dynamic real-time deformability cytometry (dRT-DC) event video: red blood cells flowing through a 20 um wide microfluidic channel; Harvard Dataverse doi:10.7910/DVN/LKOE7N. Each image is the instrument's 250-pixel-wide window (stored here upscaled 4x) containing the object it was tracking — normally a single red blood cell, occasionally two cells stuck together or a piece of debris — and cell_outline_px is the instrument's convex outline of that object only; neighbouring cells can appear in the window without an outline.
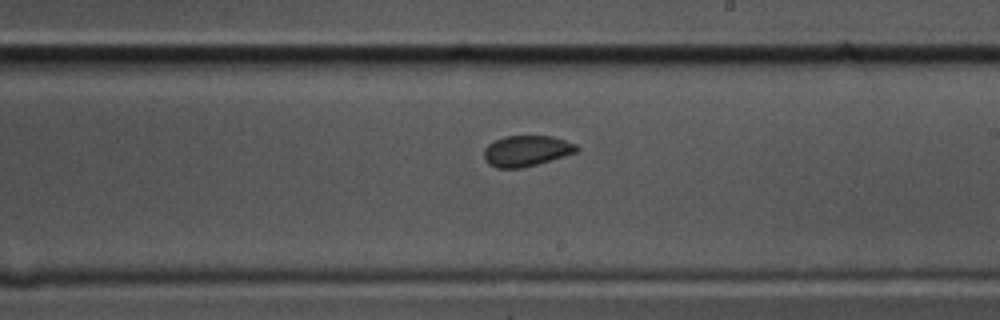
{"species": "common noctule bat (a hibernating species)", "species_latin": "Nyctalus noctula", "temperature_condition": "cold", "stored_images_in_passage": 43, "segment_of_instrument_passage": [1, 2], "camera_frame_rate_fps": 3000, "um_per_image_px": 0.085, "animal": {"sex": "male", "body_mass_g": 17.5, "forearm_length_mm": 52.3}, "frame": {"image": 1, "passage_image": 19, "time_ms": 6.0, "image_size_px": [1000, 320], "cell_outline_px": [[580, 148], [576, 152], [564, 156], [536, 164], [520, 168], [496, 168], [488, 164], [484, 160], [484, 148], [488, 144], [504, 136], [552, 136], [576, 144]], "centroid_in_image_um": [44.72, 12.82], "position_along_channel_um": 244.3, "area_um2": 16.59}}
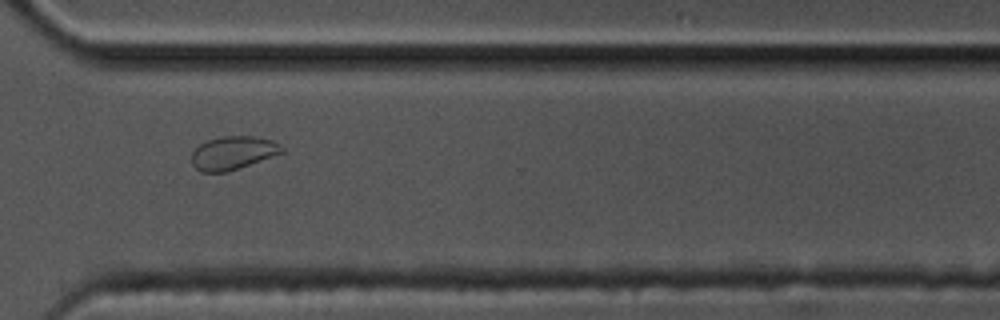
{"frame": {"image": 2, "passage_image": 28, "time_ms": 9.0, "image_size_px": [1000, 320], "cell_outline_px": [[284, 152], [224, 172], [200, 172], [192, 164], [192, 152], [200, 144], [208, 140], [224, 136], [252, 136], [272, 140], [280, 144], [284, 148]], "centroid_in_image_um": [19.79, 12.98], "position_along_channel_um": 350.8, "area_um2": 17.17}}
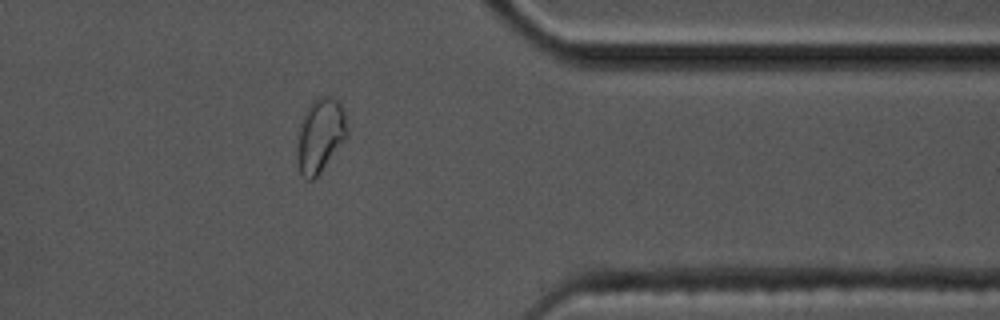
{"frame": {"image": 3, "passage_image": 32, "time_ms": 10.333, "image_size_px": [1000, 320], "cell_outline_px": [[348, 136], [316, 180], [304, 180], [300, 172], [296, 160], [296, 148], [300, 124], [304, 112], [312, 100], [320, 96], [332, 96], [344, 108], [348, 128]], "centroid_in_image_um": [27.22, 11.55], "position_along_channel_um": 384.2, "area_um2": 22.31}}